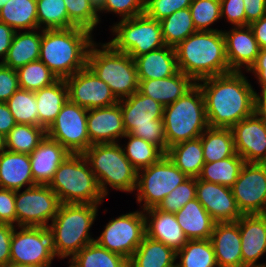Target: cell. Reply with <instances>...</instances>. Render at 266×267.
<instances>
[{
  "label": "cell",
  "mask_w": 266,
  "mask_h": 267,
  "mask_svg": "<svg viewBox=\"0 0 266 267\" xmlns=\"http://www.w3.org/2000/svg\"><path fill=\"white\" fill-rule=\"evenodd\" d=\"M205 100L209 127L231 128L254 113L255 89L243 71H231L197 82Z\"/></svg>",
  "instance_id": "obj_1"
},
{
  "label": "cell",
  "mask_w": 266,
  "mask_h": 267,
  "mask_svg": "<svg viewBox=\"0 0 266 267\" xmlns=\"http://www.w3.org/2000/svg\"><path fill=\"white\" fill-rule=\"evenodd\" d=\"M92 32L81 27L42 30L40 58L58 79H66L87 66Z\"/></svg>",
  "instance_id": "obj_2"
},
{
  "label": "cell",
  "mask_w": 266,
  "mask_h": 267,
  "mask_svg": "<svg viewBox=\"0 0 266 267\" xmlns=\"http://www.w3.org/2000/svg\"><path fill=\"white\" fill-rule=\"evenodd\" d=\"M174 48L179 71L196 83L211 76L231 72L226 58L222 29L197 31Z\"/></svg>",
  "instance_id": "obj_3"
},
{
  "label": "cell",
  "mask_w": 266,
  "mask_h": 267,
  "mask_svg": "<svg viewBox=\"0 0 266 267\" xmlns=\"http://www.w3.org/2000/svg\"><path fill=\"white\" fill-rule=\"evenodd\" d=\"M101 204H61L48 226L54 255L69 260L82 248L95 241L90 228Z\"/></svg>",
  "instance_id": "obj_4"
},
{
  "label": "cell",
  "mask_w": 266,
  "mask_h": 267,
  "mask_svg": "<svg viewBox=\"0 0 266 267\" xmlns=\"http://www.w3.org/2000/svg\"><path fill=\"white\" fill-rule=\"evenodd\" d=\"M83 155L105 198L109 195L108 186L125 193L135 192L138 170L126 158L120 142L93 144Z\"/></svg>",
  "instance_id": "obj_5"
},
{
  "label": "cell",
  "mask_w": 266,
  "mask_h": 267,
  "mask_svg": "<svg viewBox=\"0 0 266 267\" xmlns=\"http://www.w3.org/2000/svg\"><path fill=\"white\" fill-rule=\"evenodd\" d=\"M87 66L109 85L118 100L138 91L139 79L135 60L129 54L117 51L109 42L101 44L94 41L91 44Z\"/></svg>",
  "instance_id": "obj_6"
},
{
  "label": "cell",
  "mask_w": 266,
  "mask_h": 267,
  "mask_svg": "<svg viewBox=\"0 0 266 267\" xmlns=\"http://www.w3.org/2000/svg\"><path fill=\"white\" fill-rule=\"evenodd\" d=\"M48 186L61 204H102L95 174L83 154H69L59 165Z\"/></svg>",
  "instance_id": "obj_7"
},
{
  "label": "cell",
  "mask_w": 266,
  "mask_h": 267,
  "mask_svg": "<svg viewBox=\"0 0 266 267\" xmlns=\"http://www.w3.org/2000/svg\"><path fill=\"white\" fill-rule=\"evenodd\" d=\"M163 123L168 148L204 133L209 126L204 95L198 84L174 103L164 106Z\"/></svg>",
  "instance_id": "obj_8"
},
{
  "label": "cell",
  "mask_w": 266,
  "mask_h": 267,
  "mask_svg": "<svg viewBox=\"0 0 266 267\" xmlns=\"http://www.w3.org/2000/svg\"><path fill=\"white\" fill-rule=\"evenodd\" d=\"M118 103L126 134L142 138L166 154L168 146L163 123L164 106L139 91Z\"/></svg>",
  "instance_id": "obj_9"
},
{
  "label": "cell",
  "mask_w": 266,
  "mask_h": 267,
  "mask_svg": "<svg viewBox=\"0 0 266 267\" xmlns=\"http://www.w3.org/2000/svg\"><path fill=\"white\" fill-rule=\"evenodd\" d=\"M110 31L115 37L109 43L133 59L166 46L160 22L144 14L113 23Z\"/></svg>",
  "instance_id": "obj_10"
},
{
  "label": "cell",
  "mask_w": 266,
  "mask_h": 267,
  "mask_svg": "<svg viewBox=\"0 0 266 267\" xmlns=\"http://www.w3.org/2000/svg\"><path fill=\"white\" fill-rule=\"evenodd\" d=\"M188 178L164 154L156 163L138 170L136 201L142 203V211L158 207L164 197Z\"/></svg>",
  "instance_id": "obj_11"
},
{
  "label": "cell",
  "mask_w": 266,
  "mask_h": 267,
  "mask_svg": "<svg viewBox=\"0 0 266 267\" xmlns=\"http://www.w3.org/2000/svg\"><path fill=\"white\" fill-rule=\"evenodd\" d=\"M61 205L48 185L15 191L16 227H48Z\"/></svg>",
  "instance_id": "obj_12"
},
{
  "label": "cell",
  "mask_w": 266,
  "mask_h": 267,
  "mask_svg": "<svg viewBox=\"0 0 266 267\" xmlns=\"http://www.w3.org/2000/svg\"><path fill=\"white\" fill-rule=\"evenodd\" d=\"M146 235L142 210L122 214L109 220L95 241L107 250L130 259Z\"/></svg>",
  "instance_id": "obj_13"
},
{
  "label": "cell",
  "mask_w": 266,
  "mask_h": 267,
  "mask_svg": "<svg viewBox=\"0 0 266 267\" xmlns=\"http://www.w3.org/2000/svg\"><path fill=\"white\" fill-rule=\"evenodd\" d=\"M87 113L86 108L68 99L46 129V136L58 141L71 154H83L92 145L87 132Z\"/></svg>",
  "instance_id": "obj_14"
},
{
  "label": "cell",
  "mask_w": 266,
  "mask_h": 267,
  "mask_svg": "<svg viewBox=\"0 0 266 267\" xmlns=\"http://www.w3.org/2000/svg\"><path fill=\"white\" fill-rule=\"evenodd\" d=\"M55 257L48 227H14L10 263L51 267Z\"/></svg>",
  "instance_id": "obj_15"
},
{
  "label": "cell",
  "mask_w": 266,
  "mask_h": 267,
  "mask_svg": "<svg viewBox=\"0 0 266 267\" xmlns=\"http://www.w3.org/2000/svg\"><path fill=\"white\" fill-rule=\"evenodd\" d=\"M231 189L243 215L262 214L266 207V163H245Z\"/></svg>",
  "instance_id": "obj_16"
},
{
  "label": "cell",
  "mask_w": 266,
  "mask_h": 267,
  "mask_svg": "<svg viewBox=\"0 0 266 267\" xmlns=\"http://www.w3.org/2000/svg\"><path fill=\"white\" fill-rule=\"evenodd\" d=\"M69 100L87 110L114 105L119 102L104 81L88 67L65 79Z\"/></svg>",
  "instance_id": "obj_17"
},
{
  "label": "cell",
  "mask_w": 266,
  "mask_h": 267,
  "mask_svg": "<svg viewBox=\"0 0 266 267\" xmlns=\"http://www.w3.org/2000/svg\"><path fill=\"white\" fill-rule=\"evenodd\" d=\"M230 129L236 153L245 163H266V125L255 113Z\"/></svg>",
  "instance_id": "obj_18"
},
{
  "label": "cell",
  "mask_w": 266,
  "mask_h": 267,
  "mask_svg": "<svg viewBox=\"0 0 266 267\" xmlns=\"http://www.w3.org/2000/svg\"><path fill=\"white\" fill-rule=\"evenodd\" d=\"M196 198L216 223L237 221L243 215L230 187L196 178Z\"/></svg>",
  "instance_id": "obj_19"
},
{
  "label": "cell",
  "mask_w": 266,
  "mask_h": 267,
  "mask_svg": "<svg viewBox=\"0 0 266 267\" xmlns=\"http://www.w3.org/2000/svg\"><path fill=\"white\" fill-rule=\"evenodd\" d=\"M225 40L226 58L231 71L248 73L257 60L260 52L259 44L249 25L222 30ZM243 68V69H241Z\"/></svg>",
  "instance_id": "obj_20"
},
{
  "label": "cell",
  "mask_w": 266,
  "mask_h": 267,
  "mask_svg": "<svg viewBox=\"0 0 266 267\" xmlns=\"http://www.w3.org/2000/svg\"><path fill=\"white\" fill-rule=\"evenodd\" d=\"M87 132L92 145L122 140L126 131L120 104L88 110Z\"/></svg>",
  "instance_id": "obj_21"
},
{
  "label": "cell",
  "mask_w": 266,
  "mask_h": 267,
  "mask_svg": "<svg viewBox=\"0 0 266 267\" xmlns=\"http://www.w3.org/2000/svg\"><path fill=\"white\" fill-rule=\"evenodd\" d=\"M241 236L242 267H266L257 261L266 253V217L244 214L238 220Z\"/></svg>",
  "instance_id": "obj_22"
},
{
  "label": "cell",
  "mask_w": 266,
  "mask_h": 267,
  "mask_svg": "<svg viewBox=\"0 0 266 267\" xmlns=\"http://www.w3.org/2000/svg\"><path fill=\"white\" fill-rule=\"evenodd\" d=\"M210 241L218 267H242L241 236L237 221L215 223Z\"/></svg>",
  "instance_id": "obj_23"
},
{
  "label": "cell",
  "mask_w": 266,
  "mask_h": 267,
  "mask_svg": "<svg viewBox=\"0 0 266 267\" xmlns=\"http://www.w3.org/2000/svg\"><path fill=\"white\" fill-rule=\"evenodd\" d=\"M146 236L160 241L175 252L180 250L188 238L182 231L174 213L163 212L157 207L143 211Z\"/></svg>",
  "instance_id": "obj_24"
},
{
  "label": "cell",
  "mask_w": 266,
  "mask_h": 267,
  "mask_svg": "<svg viewBox=\"0 0 266 267\" xmlns=\"http://www.w3.org/2000/svg\"><path fill=\"white\" fill-rule=\"evenodd\" d=\"M69 154L58 141L45 136L37 148L29 154L34 182L48 185L59 165Z\"/></svg>",
  "instance_id": "obj_25"
},
{
  "label": "cell",
  "mask_w": 266,
  "mask_h": 267,
  "mask_svg": "<svg viewBox=\"0 0 266 267\" xmlns=\"http://www.w3.org/2000/svg\"><path fill=\"white\" fill-rule=\"evenodd\" d=\"M197 83L182 71L160 79L139 80L138 91L163 106L174 103Z\"/></svg>",
  "instance_id": "obj_26"
},
{
  "label": "cell",
  "mask_w": 266,
  "mask_h": 267,
  "mask_svg": "<svg viewBox=\"0 0 266 267\" xmlns=\"http://www.w3.org/2000/svg\"><path fill=\"white\" fill-rule=\"evenodd\" d=\"M37 185L32 176L29 154L5 150L0 153V188L12 191Z\"/></svg>",
  "instance_id": "obj_27"
},
{
  "label": "cell",
  "mask_w": 266,
  "mask_h": 267,
  "mask_svg": "<svg viewBox=\"0 0 266 267\" xmlns=\"http://www.w3.org/2000/svg\"><path fill=\"white\" fill-rule=\"evenodd\" d=\"M139 80L167 78L179 72L175 48L164 46L135 59Z\"/></svg>",
  "instance_id": "obj_28"
},
{
  "label": "cell",
  "mask_w": 266,
  "mask_h": 267,
  "mask_svg": "<svg viewBox=\"0 0 266 267\" xmlns=\"http://www.w3.org/2000/svg\"><path fill=\"white\" fill-rule=\"evenodd\" d=\"M174 214L188 240L210 239L216 222L197 198Z\"/></svg>",
  "instance_id": "obj_29"
},
{
  "label": "cell",
  "mask_w": 266,
  "mask_h": 267,
  "mask_svg": "<svg viewBox=\"0 0 266 267\" xmlns=\"http://www.w3.org/2000/svg\"><path fill=\"white\" fill-rule=\"evenodd\" d=\"M38 30V31H36ZM41 30V31H40ZM42 39V29L16 31L11 47L2 64L12 69H18L32 61L39 60Z\"/></svg>",
  "instance_id": "obj_30"
},
{
  "label": "cell",
  "mask_w": 266,
  "mask_h": 267,
  "mask_svg": "<svg viewBox=\"0 0 266 267\" xmlns=\"http://www.w3.org/2000/svg\"><path fill=\"white\" fill-rule=\"evenodd\" d=\"M34 93L38 107V126L47 129L69 99L67 84L64 79H58Z\"/></svg>",
  "instance_id": "obj_31"
},
{
  "label": "cell",
  "mask_w": 266,
  "mask_h": 267,
  "mask_svg": "<svg viewBox=\"0 0 266 267\" xmlns=\"http://www.w3.org/2000/svg\"><path fill=\"white\" fill-rule=\"evenodd\" d=\"M176 261V252L160 241L144 236L142 243L128 260L129 267H170Z\"/></svg>",
  "instance_id": "obj_32"
},
{
  "label": "cell",
  "mask_w": 266,
  "mask_h": 267,
  "mask_svg": "<svg viewBox=\"0 0 266 267\" xmlns=\"http://www.w3.org/2000/svg\"><path fill=\"white\" fill-rule=\"evenodd\" d=\"M166 155L188 177L197 178L205 164L200 138L175 144Z\"/></svg>",
  "instance_id": "obj_33"
},
{
  "label": "cell",
  "mask_w": 266,
  "mask_h": 267,
  "mask_svg": "<svg viewBox=\"0 0 266 267\" xmlns=\"http://www.w3.org/2000/svg\"><path fill=\"white\" fill-rule=\"evenodd\" d=\"M0 22L15 31L38 29L36 0H10L0 10Z\"/></svg>",
  "instance_id": "obj_34"
},
{
  "label": "cell",
  "mask_w": 266,
  "mask_h": 267,
  "mask_svg": "<svg viewBox=\"0 0 266 267\" xmlns=\"http://www.w3.org/2000/svg\"><path fill=\"white\" fill-rule=\"evenodd\" d=\"M199 138L202 142L205 163L237 154L230 128L208 127Z\"/></svg>",
  "instance_id": "obj_35"
},
{
  "label": "cell",
  "mask_w": 266,
  "mask_h": 267,
  "mask_svg": "<svg viewBox=\"0 0 266 267\" xmlns=\"http://www.w3.org/2000/svg\"><path fill=\"white\" fill-rule=\"evenodd\" d=\"M69 262L74 267H129L128 259L107 250L96 241L82 248Z\"/></svg>",
  "instance_id": "obj_36"
},
{
  "label": "cell",
  "mask_w": 266,
  "mask_h": 267,
  "mask_svg": "<svg viewBox=\"0 0 266 267\" xmlns=\"http://www.w3.org/2000/svg\"><path fill=\"white\" fill-rule=\"evenodd\" d=\"M244 164V159L238 154L219 161L205 163L197 178L231 188L236 182Z\"/></svg>",
  "instance_id": "obj_37"
},
{
  "label": "cell",
  "mask_w": 266,
  "mask_h": 267,
  "mask_svg": "<svg viewBox=\"0 0 266 267\" xmlns=\"http://www.w3.org/2000/svg\"><path fill=\"white\" fill-rule=\"evenodd\" d=\"M165 45L176 47L197 32L189 8L178 10L159 21Z\"/></svg>",
  "instance_id": "obj_38"
},
{
  "label": "cell",
  "mask_w": 266,
  "mask_h": 267,
  "mask_svg": "<svg viewBox=\"0 0 266 267\" xmlns=\"http://www.w3.org/2000/svg\"><path fill=\"white\" fill-rule=\"evenodd\" d=\"M179 267H218L210 239H195L176 252Z\"/></svg>",
  "instance_id": "obj_39"
},
{
  "label": "cell",
  "mask_w": 266,
  "mask_h": 267,
  "mask_svg": "<svg viewBox=\"0 0 266 267\" xmlns=\"http://www.w3.org/2000/svg\"><path fill=\"white\" fill-rule=\"evenodd\" d=\"M45 136L46 129L42 126L16 124L5 136L6 150L31 154Z\"/></svg>",
  "instance_id": "obj_40"
},
{
  "label": "cell",
  "mask_w": 266,
  "mask_h": 267,
  "mask_svg": "<svg viewBox=\"0 0 266 267\" xmlns=\"http://www.w3.org/2000/svg\"><path fill=\"white\" fill-rule=\"evenodd\" d=\"M38 28L42 30L76 27L68 18L64 0H36Z\"/></svg>",
  "instance_id": "obj_41"
},
{
  "label": "cell",
  "mask_w": 266,
  "mask_h": 267,
  "mask_svg": "<svg viewBox=\"0 0 266 267\" xmlns=\"http://www.w3.org/2000/svg\"><path fill=\"white\" fill-rule=\"evenodd\" d=\"M123 138L128 140L125 142L127 145L121 144L123 152L137 170L149 167L164 155L156 145L142 138H137L131 134H125Z\"/></svg>",
  "instance_id": "obj_42"
},
{
  "label": "cell",
  "mask_w": 266,
  "mask_h": 267,
  "mask_svg": "<svg viewBox=\"0 0 266 267\" xmlns=\"http://www.w3.org/2000/svg\"><path fill=\"white\" fill-rule=\"evenodd\" d=\"M19 87L24 90L36 91L52 85L58 78L40 60L32 61L16 69Z\"/></svg>",
  "instance_id": "obj_43"
},
{
  "label": "cell",
  "mask_w": 266,
  "mask_h": 267,
  "mask_svg": "<svg viewBox=\"0 0 266 267\" xmlns=\"http://www.w3.org/2000/svg\"><path fill=\"white\" fill-rule=\"evenodd\" d=\"M6 103L16 124L38 126V107L34 91L19 88Z\"/></svg>",
  "instance_id": "obj_44"
},
{
  "label": "cell",
  "mask_w": 266,
  "mask_h": 267,
  "mask_svg": "<svg viewBox=\"0 0 266 267\" xmlns=\"http://www.w3.org/2000/svg\"><path fill=\"white\" fill-rule=\"evenodd\" d=\"M69 20L76 26L93 33L100 23L98 7L92 0H64Z\"/></svg>",
  "instance_id": "obj_45"
},
{
  "label": "cell",
  "mask_w": 266,
  "mask_h": 267,
  "mask_svg": "<svg viewBox=\"0 0 266 267\" xmlns=\"http://www.w3.org/2000/svg\"><path fill=\"white\" fill-rule=\"evenodd\" d=\"M189 9L197 31H220L211 28L221 19L220 0H192Z\"/></svg>",
  "instance_id": "obj_46"
},
{
  "label": "cell",
  "mask_w": 266,
  "mask_h": 267,
  "mask_svg": "<svg viewBox=\"0 0 266 267\" xmlns=\"http://www.w3.org/2000/svg\"><path fill=\"white\" fill-rule=\"evenodd\" d=\"M196 198V178L189 177L172 190L157 207L163 212L176 213L188 201Z\"/></svg>",
  "instance_id": "obj_47"
},
{
  "label": "cell",
  "mask_w": 266,
  "mask_h": 267,
  "mask_svg": "<svg viewBox=\"0 0 266 267\" xmlns=\"http://www.w3.org/2000/svg\"><path fill=\"white\" fill-rule=\"evenodd\" d=\"M114 13L122 19L142 15L144 0H103L98 6V14Z\"/></svg>",
  "instance_id": "obj_48"
},
{
  "label": "cell",
  "mask_w": 266,
  "mask_h": 267,
  "mask_svg": "<svg viewBox=\"0 0 266 267\" xmlns=\"http://www.w3.org/2000/svg\"><path fill=\"white\" fill-rule=\"evenodd\" d=\"M192 0H144V15L154 19L162 20L172 13L189 8Z\"/></svg>",
  "instance_id": "obj_49"
},
{
  "label": "cell",
  "mask_w": 266,
  "mask_h": 267,
  "mask_svg": "<svg viewBox=\"0 0 266 267\" xmlns=\"http://www.w3.org/2000/svg\"><path fill=\"white\" fill-rule=\"evenodd\" d=\"M221 1V19L223 17L233 27L246 26L245 4L244 0H220Z\"/></svg>",
  "instance_id": "obj_50"
},
{
  "label": "cell",
  "mask_w": 266,
  "mask_h": 267,
  "mask_svg": "<svg viewBox=\"0 0 266 267\" xmlns=\"http://www.w3.org/2000/svg\"><path fill=\"white\" fill-rule=\"evenodd\" d=\"M19 88L16 69L0 63V102H6Z\"/></svg>",
  "instance_id": "obj_51"
},
{
  "label": "cell",
  "mask_w": 266,
  "mask_h": 267,
  "mask_svg": "<svg viewBox=\"0 0 266 267\" xmlns=\"http://www.w3.org/2000/svg\"><path fill=\"white\" fill-rule=\"evenodd\" d=\"M0 223L16 226L15 191L0 188Z\"/></svg>",
  "instance_id": "obj_52"
},
{
  "label": "cell",
  "mask_w": 266,
  "mask_h": 267,
  "mask_svg": "<svg viewBox=\"0 0 266 267\" xmlns=\"http://www.w3.org/2000/svg\"><path fill=\"white\" fill-rule=\"evenodd\" d=\"M14 227L0 223V267H7L10 264V244Z\"/></svg>",
  "instance_id": "obj_53"
},
{
  "label": "cell",
  "mask_w": 266,
  "mask_h": 267,
  "mask_svg": "<svg viewBox=\"0 0 266 267\" xmlns=\"http://www.w3.org/2000/svg\"><path fill=\"white\" fill-rule=\"evenodd\" d=\"M246 26L266 15V0H244Z\"/></svg>",
  "instance_id": "obj_54"
},
{
  "label": "cell",
  "mask_w": 266,
  "mask_h": 267,
  "mask_svg": "<svg viewBox=\"0 0 266 267\" xmlns=\"http://www.w3.org/2000/svg\"><path fill=\"white\" fill-rule=\"evenodd\" d=\"M248 72L256 77L261 91H266V48L260 49L256 62Z\"/></svg>",
  "instance_id": "obj_55"
},
{
  "label": "cell",
  "mask_w": 266,
  "mask_h": 267,
  "mask_svg": "<svg viewBox=\"0 0 266 267\" xmlns=\"http://www.w3.org/2000/svg\"><path fill=\"white\" fill-rule=\"evenodd\" d=\"M15 30L3 22H0V63L5 59L9 48L11 47L12 39Z\"/></svg>",
  "instance_id": "obj_56"
},
{
  "label": "cell",
  "mask_w": 266,
  "mask_h": 267,
  "mask_svg": "<svg viewBox=\"0 0 266 267\" xmlns=\"http://www.w3.org/2000/svg\"><path fill=\"white\" fill-rule=\"evenodd\" d=\"M16 125L6 102H0V133L6 136Z\"/></svg>",
  "instance_id": "obj_57"
},
{
  "label": "cell",
  "mask_w": 266,
  "mask_h": 267,
  "mask_svg": "<svg viewBox=\"0 0 266 267\" xmlns=\"http://www.w3.org/2000/svg\"><path fill=\"white\" fill-rule=\"evenodd\" d=\"M254 33L259 47L266 48V15L249 25Z\"/></svg>",
  "instance_id": "obj_58"
},
{
  "label": "cell",
  "mask_w": 266,
  "mask_h": 267,
  "mask_svg": "<svg viewBox=\"0 0 266 267\" xmlns=\"http://www.w3.org/2000/svg\"><path fill=\"white\" fill-rule=\"evenodd\" d=\"M254 113L266 125V91L260 94L255 91Z\"/></svg>",
  "instance_id": "obj_59"
},
{
  "label": "cell",
  "mask_w": 266,
  "mask_h": 267,
  "mask_svg": "<svg viewBox=\"0 0 266 267\" xmlns=\"http://www.w3.org/2000/svg\"><path fill=\"white\" fill-rule=\"evenodd\" d=\"M6 150L5 136L0 133V153Z\"/></svg>",
  "instance_id": "obj_60"
},
{
  "label": "cell",
  "mask_w": 266,
  "mask_h": 267,
  "mask_svg": "<svg viewBox=\"0 0 266 267\" xmlns=\"http://www.w3.org/2000/svg\"><path fill=\"white\" fill-rule=\"evenodd\" d=\"M7 267H39V266L10 263Z\"/></svg>",
  "instance_id": "obj_61"
},
{
  "label": "cell",
  "mask_w": 266,
  "mask_h": 267,
  "mask_svg": "<svg viewBox=\"0 0 266 267\" xmlns=\"http://www.w3.org/2000/svg\"><path fill=\"white\" fill-rule=\"evenodd\" d=\"M8 1L10 0H0V10Z\"/></svg>",
  "instance_id": "obj_62"
},
{
  "label": "cell",
  "mask_w": 266,
  "mask_h": 267,
  "mask_svg": "<svg viewBox=\"0 0 266 267\" xmlns=\"http://www.w3.org/2000/svg\"><path fill=\"white\" fill-rule=\"evenodd\" d=\"M98 7L103 0H92Z\"/></svg>",
  "instance_id": "obj_63"
},
{
  "label": "cell",
  "mask_w": 266,
  "mask_h": 267,
  "mask_svg": "<svg viewBox=\"0 0 266 267\" xmlns=\"http://www.w3.org/2000/svg\"><path fill=\"white\" fill-rule=\"evenodd\" d=\"M170 267H179V265L175 262L172 266Z\"/></svg>",
  "instance_id": "obj_64"
},
{
  "label": "cell",
  "mask_w": 266,
  "mask_h": 267,
  "mask_svg": "<svg viewBox=\"0 0 266 267\" xmlns=\"http://www.w3.org/2000/svg\"><path fill=\"white\" fill-rule=\"evenodd\" d=\"M262 214L266 217V207H265V210Z\"/></svg>",
  "instance_id": "obj_65"
},
{
  "label": "cell",
  "mask_w": 266,
  "mask_h": 267,
  "mask_svg": "<svg viewBox=\"0 0 266 267\" xmlns=\"http://www.w3.org/2000/svg\"><path fill=\"white\" fill-rule=\"evenodd\" d=\"M69 267H74L69 261H68Z\"/></svg>",
  "instance_id": "obj_66"
}]
</instances>
